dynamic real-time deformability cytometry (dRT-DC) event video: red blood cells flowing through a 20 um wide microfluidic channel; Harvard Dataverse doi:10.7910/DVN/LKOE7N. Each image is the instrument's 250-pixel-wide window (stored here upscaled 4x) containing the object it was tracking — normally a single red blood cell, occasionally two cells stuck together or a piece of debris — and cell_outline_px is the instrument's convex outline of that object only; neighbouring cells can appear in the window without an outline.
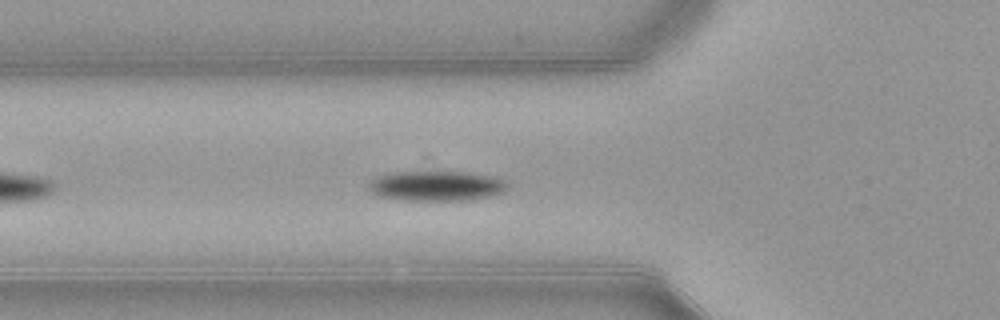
{"species": "common noctule bat (a hibernating species)", "species_latin": "Nyctalus noctula", "temperature_condition": "warm", "stored_images_in_passage": 29, "camera_frame_rate_fps": 3000, "um_per_image_px": 0.085, "animal": {"sex": "female", "body_mass_g": 21.9}, "frame": {"image": 1, "passage_image": 6, "time_ms": 1.667, "image_size_px": [1000, 320], "cell_outline_px": [[508, 188], [504, 192], [488, 196], [468, 200], [404, 200], [380, 196], [364, 188], [368, 180], [376, 176], [392, 172], [468, 172], [492, 176], [504, 180], [508, 184]], "centroid_in_image_um": [37.03, 15.79], "position_along_channel_um": 88.8, "area_um2": 24.51}}
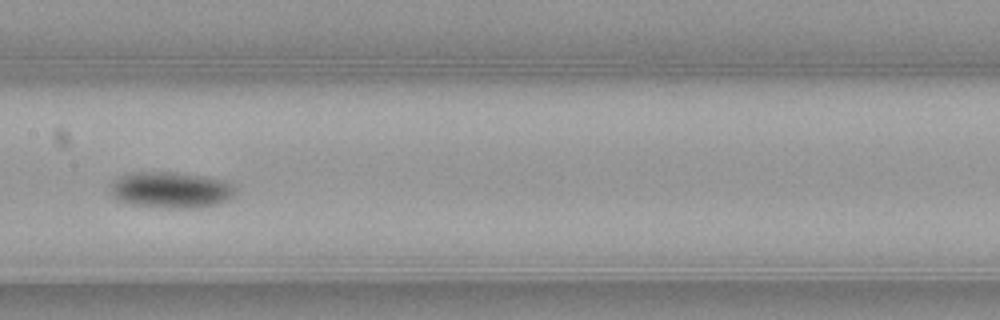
{"frame": {"image": 2, "passage_image": 14, "time_ms": 4.333, "image_size_px": [1000, 320], "cell_outline_px": [[236, 192], [228, 200], [220, 204], [200, 208], [168, 208], [132, 204], [116, 200], [112, 196], [112, 184], [120, 176], [140, 172], [172, 172], [200, 176], [220, 180], [236, 188]], "centroid_in_image_um": [14.54, 16.17], "position_along_channel_um": 192.9, "area_um2": 26.01}}
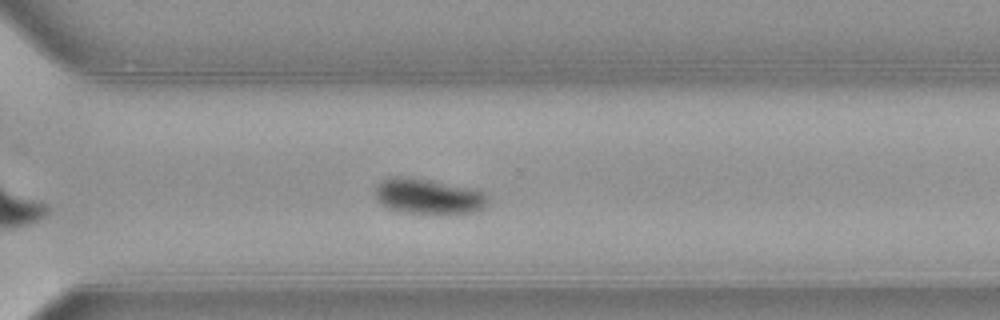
{"frame": {"image": 3, "passage_image": 25, "time_ms": 8.0, "image_size_px": [1000, 320], "cell_outline_px": [[488, 204], [484, 208], [476, 212], [400, 212], [388, 208], [380, 204], [376, 200], [376, 184], [380, 180], [392, 176], [400, 176], [428, 180], [468, 188], [484, 192], [488, 196]], "centroid_in_image_um": [36.36, 16.68], "position_along_channel_um": 334.2, "area_um2": 22.83}, "authors_computed_cell_mechanics": {"area_um2": 24.5072, "velocity_mm_per_s": 3.8641, "shape_relaxation_time_tau1_ms": 2.3311, "shape_relaxation_time_tau2_ms": null, "deformation_change_tau1": 0.1328, "deformation_change_tau2": null}}